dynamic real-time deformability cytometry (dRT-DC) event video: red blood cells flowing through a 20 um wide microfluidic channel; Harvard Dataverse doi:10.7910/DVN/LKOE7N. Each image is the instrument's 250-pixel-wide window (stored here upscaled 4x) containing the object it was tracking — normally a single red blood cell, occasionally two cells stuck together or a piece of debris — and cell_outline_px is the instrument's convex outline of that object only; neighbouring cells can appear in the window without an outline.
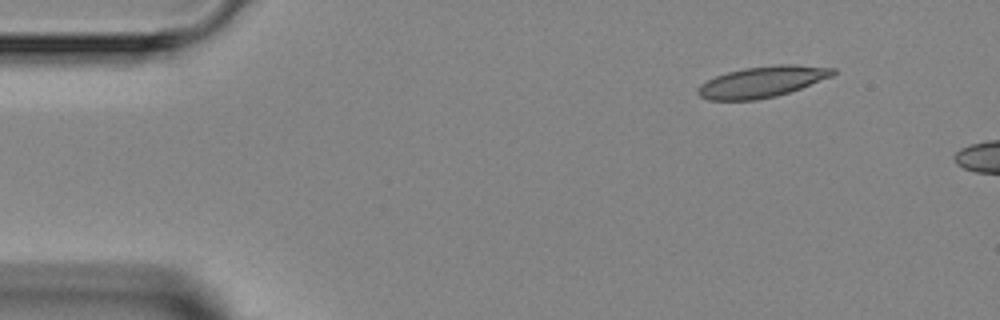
{"species": "Egyptian fruit bat (a non-hibernating species)", "species_latin": "Rousettus aegyptiacus", "temperature_condition": "room temperature", "stored_images_in_passage": 3, "camera_frame_rate_fps": 3000, "um_per_image_px": 0.085, "animal": {"sex": "female"}, "frame": {"image": 1, "passage_image": 1, "time_ms": 0.0, "image_size_px": [1000, 320], "cell_outline_px": [[836, 72], [832, 76], [800, 88], [776, 96], [756, 100], [708, 100], [700, 96], [696, 92], [696, 88], [700, 84], [716, 76], [728, 72], [744, 68], [776, 64], [796, 64], [836, 68]], "centroid_in_image_um": [64.77, 6.95], "position_along_channel_um": 20.2, "area_um2": 24.45}}